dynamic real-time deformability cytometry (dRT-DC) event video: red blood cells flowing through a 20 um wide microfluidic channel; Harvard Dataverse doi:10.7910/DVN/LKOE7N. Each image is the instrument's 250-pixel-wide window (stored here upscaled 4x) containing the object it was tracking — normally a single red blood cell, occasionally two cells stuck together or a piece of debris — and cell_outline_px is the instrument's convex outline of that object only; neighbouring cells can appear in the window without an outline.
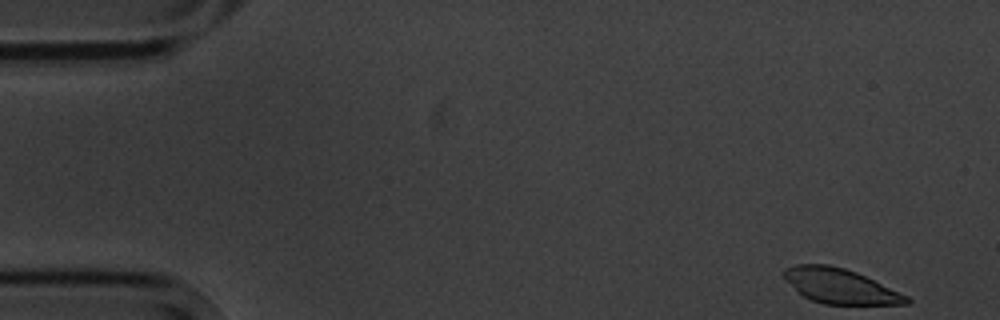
{"species": "common noctule bat (a hibernating species)", "species_latin": "Nyctalus noctula", "temperature_condition": "cold", "stored_images_in_passage": 4, "camera_frame_rate_fps": 3000, "um_per_image_px": 0.085, "animal": {"sex": "male", "body_mass_g": 20.1, "forearm_length_mm": 53.5}, "frame": {"image": 1, "passage_image": 1, "time_ms": 0.0, "image_size_px": [1000, 320], "cell_outline_px": [[912, 300], [908, 304], [824, 304], [812, 300], [804, 296], [784, 280], [784, 268], [796, 264], [828, 264], [844, 268], [856, 272], [908, 296]], "centroid_in_image_um": [71.39, 24.31], "position_along_channel_um": 13.6, "area_um2": 24.68}}
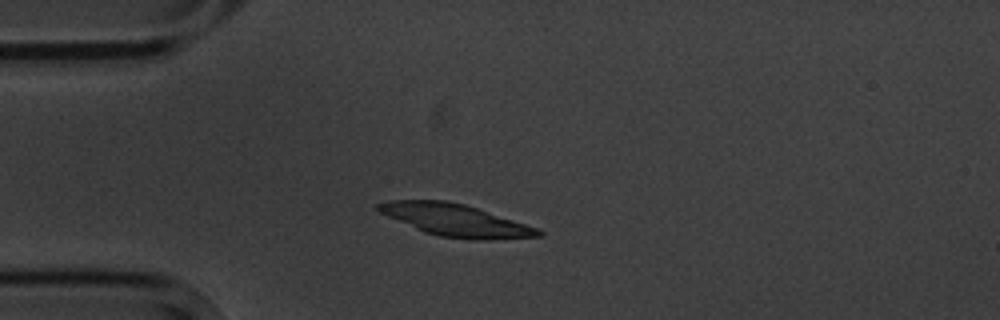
{"frame": {"image": 2, "passage_image": 4, "time_ms": 3.667, "image_size_px": [1000, 320], "cell_outline_px": [[544, 236], [488, 240], [472, 240], [440, 236], [424, 232], [388, 216], [372, 208], [376, 204], [388, 200], [444, 200], [464, 204], [536, 228], [544, 232]], "centroid_in_image_um": [38.68, 18.72], "position_along_channel_um": 46.3, "area_um2": 29.65}}